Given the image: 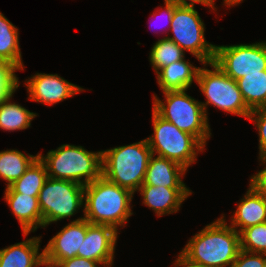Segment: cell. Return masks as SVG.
Here are the masks:
<instances>
[{
  "mask_svg": "<svg viewBox=\"0 0 266 267\" xmlns=\"http://www.w3.org/2000/svg\"><path fill=\"white\" fill-rule=\"evenodd\" d=\"M222 215L189 239L181 250L187 259L207 267L233 265L240 251V233L228 226Z\"/></svg>",
  "mask_w": 266,
  "mask_h": 267,
  "instance_id": "cell-1",
  "label": "cell"
},
{
  "mask_svg": "<svg viewBox=\"0 0 266 267\" xmlns=\"http://www.w3.org/2000/svg\"><path fill=\"white\" fill-rule=\"evenodd\" d=\"M134 193L103 176L84 186V219L91 224L108 225L118 231L133 215Z\"/></svg>",
  "mask_w": 266,
  "mask_h": 267,
  "instance_id": "cell-2",
  "label": "cell"
},
{
  "mask_svg": "<svg viewBox=\"0 0 266 267\" xmlns=\"http://www.w3.org/2000/svg\"><path fill=\"white\" fill-rule=\"evenodd\" d=\"M38 157L50 178L85 186L102 176V151L91 152L82 146L63 144L46 155L38 153Z\"/></svg>",
  "mask_w": 266,
  "mask_h": 267,
  "instance_id": "cell-3",
  "label": "cell"
},
{
  "mask_svg": "<svg viewBox=\"0 0 266 267\" xmlns=\"http://www.w3.org/2000/svg\"><path fill=\"white\" fill-rule=\"evenodd\" d=\"M102 151V176L137 192L143 184L152 150L147 139Z\"/></svg>",
  "mask_w": 266,
  "mask_h": 267,
  "instance_id": "cell-4",
  "label": "cell"
},
{
  "mask_svg": "<svg viewBox=\"0 0 266 267\" xmlns=\"http://www.w3.org/2000/svg\"><path fill=\"white\" fill-rule=\"evenodd\" d=\"M187 90L163 92L165 101L153 96V110L165 120L193 135L204 147L211 137V129L200 101L187 95Z\"/></svg>",
  "mask_w": 266,
  "mask_h": 267,
  "instance_id": "cell-5",
  "label": "cell"
},
{
  "mask_svg": "<svg viewBox=\"0 0 266 267\" xmlns=\"http://www.w3.org/2000/svg\"><path fill=\"white\" fill-rule=\"evenodd\" d=\"M153 136L147 139L152 154L175 161L188 170L205 147L191 134L160 117L152 110Z\"/></svg>",
  "mask_w": 266,
  "mask_h": 267,
  "instance_id": "cell-6",
  "label": "cell"
},
{
  "mask_svg": "<svg viewBox=\"0 0 266 267\" xmlns=\"http://www.w3.org/2000/svg\"><path fill=\"white\" fill-rule=\"evenodd\" d=\"M210 66L213 70L206 68ZM198 71L197 84L205 95L206 102H201L207 113V106L213 105L227 113L248 119L251 110L247 107L237 82L227 76L214 62L203 63Z\"/></svg>",
  "mask_w": 266,
  "mask_h": 267,
  "instance_id": "cell-7",
  "label": "cell"
},
{
  "mask_svg": "<svg viewBox=\"0 0 266 267\" xmlns=\"http://www.w3.org/2000/svg\"><path fill=\"white\" fill-rule=\"evenodd\" d=\"M43 228L72 217L84 206V186L69 180L48 177L38 194Z\"/></svg>",
  "mask_w": 266,
  "mask_h": 267,
  "instance_id": "cell-8",
  "label": "cell"
},
{
  "mask_svg": "<svg viewBox=\"0 0 266 267\" xmlns=\"http://www.w3.org/2000/svg\"><path fill=\"white\" fill-rule=\"evenodd\" d=\"M205 25L195 7L176 6L171 20L170 30L173 36H165L174 41L184 52L187 50L198 61L213 62L215 46L204 38Z\"/></svg>",
  "mask_w": 266,
  "mask_h": 267,
  "instance_id": "cell-9",
  "label": "cell"
},
{
  "mask_svg": "<svg viewBox=\"0 0 266 267\" xmlns=\"http://www.w3.org/2000/svg\"><path fill=\"white\" fill-rule=\"evenodd\" d=\"M213 62L235 81L245 74L266 70V41L227 46H215Z\"/></svg>",
  "mask_w": 266,
  "mask_h": 267,
  "instance_id": "cell-10",
  "label": "cell"
},
{
  "mask_svg": "<svg viewBox=\"0 0 266 267\" xmlns=\"http://www.w3.org/2000/svg\"><path fill=\"white\" fill-rule=\"evenodd\" d=\"M88 221L79 217L63 227L43 249L44 266L54 267L58 262L77 256L85 239Z\"/></svg>",
  "mask_w": 266,
  "mask_h": 267,
  "instance_id": "cell-11",
  "label": "cell"
},
{
  "mask_svg": "<svg viewBox=\"0 0 266 267\" xmlns=\"http://www.w3.org/2000/svg\"><path fill=\"white\" fill-rule=\"evenodd\" d=\"M25 82L29 92L28 99L48 106L64 101L84 90L58 74L36 73Z\"/></svg>",
  "mask_w": 266,
  "mask_h": 267,
  "instance_id": "cell-12",
  "label": "cell"
},
{
  "mask_svg": "<svg viewBox=\"0 0 266 267\" xmlns=\"http://www.w3.org/2000/svg\"><path fill=\"white\" fill-rule=\"evenodd\" d=\"M118 231L108 225L88 222L87 233L77 256L91 259L106 267L113 265Z\"/></svg>",
  "mask_w": 266,
  "mask_h": 267,
  "instance_id": "cell-13",
  "label": "cell"
},
{
  "mask_svg": "<svg viewBox=\"0 0 266 267\" xmlns=\"http://www.w3.org/2000/svg\"><path fill=\"white\" fill-rule=\"evenodd\" d=\"M143 197V203L152 209L158 217L179 211L188 196L189 188H169L163 186L141 185L137 190Z\"/></svg>",
  "mask_w": 266,
  "mask_h": 267,
  "instance_id": "cell-14",
  "label": "cell"
},
{
  "mask_svg": "<svg viewBox=\"0 0 266 267\" xmlns=\"http://www.w3.org/2000/svg\"><path fill=\"white\" fill-rule=\"evenodd\" d=\"M4 199L21 225L26 237L37 228H43V219L39 207L38 196L26 195L16 191H5Z\"/></svg>",
  "mask_w": 266,
  "mask_h": 267,
  "instance_id": "cell-15",
  "label": "cell"
},
{
  "mask_svg": "<svg viewBox=\"0 0 266 267\" xmlns=\"http://www.w3.org/2000/svg\"><path fill=\"white\" fill-rule=\"evenodd\" d=\"M187 169L175 161L151 155L142 185L188 188L181 177Z\"/></svg>",
  "mask_w": 266,
  "mask_h": 267,
  "instance_id": "cell-16",
  "label": "cell"
},
{
  "mask_svg": "<svg viewBox=\"0 0 266 267\" xmlns=\"http://www.w3.org/2000/svg\"><path fill=\"white\" fill-rule=\"evenodd\" d=\"M266 222V198L251 185L237 205L230 226L238 233L243 229Z\"/></svg>",
  "mask_w": 266,
  "mask_h": 267,
  "instance_id": "cell-17",
  "label": "cell"
},
{
  "mask_svg": "<svg viewBox=\"0 0 266 267\" xmlns=\"http://www.w3.org/2000/svg\"><path fill=\"white\" fill-rule=\"evenodd\" d=\"M41 236L31 237L0 250V267H38L44 265L40 249Z\"/></svg>",
  "mask_w": 266,
  "mask_h": 267,
  "instance_id": "cell-18",
  "label": "cell"
},
{
  "mask_svg": "<svg viewBox=\"0 0 266 267\" xmlns=\"http://www.w3.org/2000/svg\"><path fill=\"white\" fill-rule=\"evenodd\" d=\"M200 67L186 61L185 58L161 68L157 73V82L162 92L183 91L197 82Z\"/></svg>",
  "mask_w": 266,
  "mask_h": 267,
  "instance_id": "cell-19",
  "label": "cell"
},
{
  "mask_svg": "<svg viewBox=\"0 0 266 267\" xmlns=\"http://www.w3.org/2000/svg\"><path fill=\"white\" fill-rule=\"evenodd\" d=\"M0 60L7 61L18 70L23 71L24 65L19 45V31L0 12Z\"/></svg>",
  "mask_w": 266,
  "mask_h": 267,
  "instance_id": "cell-20",
  "label": "cell"
},
{
  "mask_svg": "<svg viewBox=\"0 0 266 267\" xmlns=\"http://www.w3.org/2000/svg\"><path fill=\"white\" fill-rule=\"evenodd\" d=\"M247 107L253 111L266 106V70L245 74L236 80Z\"/></svg>",
  "mask_w": 266,
  "mask_h": 267,
  "instance_id": "cell-21",
  "label": "cell"
},
{
  "mask_svg": "<svg viewBox=\"0 0 266 267\" xmlns=\"http://www.w3.org/2000/svg\"><path fill=\"white\" fill-rule=\"evenodd\" d=\"M27 155L16 149L0 151V177L7 182L6 187L18 180L38 158V154Z\"/></svg>",
  "mask_w": 266,
  "mask_h": 267,
  "instance_id": "cell-22",
  "label": "cell"
},
{
  "mask_svg": "<svg viewBox=\"0 0 266 267\" xmlns=\"http://www.w3.org/2000/svg\"><path fill=\"white\" fill-rule=\"evenodd\" d=\"M12 96L13 94L0 103V129L9 132L27 129L37 114L15 102H10Z\"/></svg>",
  "mask_w": 266,
  "mask_h": 267,
  "instance_id": "cell-23",
  "label": "cell"
},
{
  "mask_svg": "<svg viewBox=\"0 0 266 267\" xmlns=\"http://www.w3.org/2000/svg\"><path fill=\"white\" fill-rule=\"evenodd\" d=\"M47 179L46 166L38 157L18 180L6 187L5 191H16L26 195L38 196Z\"/></svg>",
  "mask_w": 266,
  "mask_h": 267,
  "instance_id": "cell-24",
  "label": "cell"
},
{
  "mask_svg": "<svg viewBox=\"0 0 266 267\" xmlns=\"http://www.w3.org/2000/svg\"><path fill=\"white\" fill-rule=\"evenodd\" d=\"M185 58V52L167 37L158 39L149 54V61L157 73L161 68Z\"/></svg>",
  "mask_w": 266,
  "mask_h": 267,
  "instance_id": "cell-25",
  "label": "cell"
},
{
  "mask_svg": "<svg viewBox=\"0 0 266 267\" xmlns=\"http://www.w3.org/2000/svg\"><path fill=\"white\" fill-rule=\"evenodd\" d=\"M240 249L266 254V222L245 228L240 232Z\"/></svg>",
  "mask_w": 266,
  "mask_h": 267,
  "instance_id": "cell-26",
  "label": "cell"
},
{
  "mask_svg": "<svg viewBox=\"0 0 266 267\" xmlns=\"http://www.w3.org/2000/svg\"><path fill=\"white\" fill-rule=\"evenodd\" d=\"M18 69L7 61L0 60V103L15 93L19 87Z\"/></svg>",
  "mask_w": 266,
  "mask_h": 267,
  "instance_id": "cell-27",
  "label": "cell"
},
{
  "mask_svg": "<svg viewBox=\"0 0 266 267\" xmlns=\"http://www.w3.org/2000/svg\"><path fill=\"white\" fill-rule=\"evenodd\" d=\"M249 121H253L259 135V157L266 156V106L257 108L249 114Z\"/></svg>",
  "mask_w": 266,
  "mask_h": 267,
  "instance_id": "cell-28",
  "label": "cell"
},
{
  "mask_svg": "<svg viewBox=\"0 0 266 267\" xmlns=\"http://www.w3.org/2000/svg\"><path fill=\"white\" fill-rule=\"evenodd\" d=\"M231 267H266V254L240 249Z\"/></svg>",
  "mask_w": 266,
  "mask_h": 267,
  "instance_id": "cell-29",
  "label": "cell"
},
{
  "mask_svg": "<svg viewBox=\"0 0 266 267\" xmlns=\"http://www.w3.org/2000/svg\"><path fill=\"white\" fill-rule=\"evenodd\" d=\"M264 169L251 176L250 184L258 193L266 198V156L259 157Z\"/></svg>",
  "mask_w": 266,
  "mask_h": 267,
  "instance_id": "cell-30",
  "label": "cell"
},
{
  "mask_svg": "<svg viewBox=\"0 0 266 267\" xmlns=\"http://www.w3.org/2000/svg\"><path fill=\"white\" fill-rule=\"evenodd\" d=\"M99 264L101 265V263L94 260L75 256L58 262L54 267H99Z\"/></svg>",
  "mask_w": 266,
  "mask_h": 267,
  "instance_id": "cell-31",
  "label": "cell"
},
{
  "mask_svg": "<svg viewBox=\"0 0 266 267\" xmlns=\"http://www.w3.org/2000/svg\"><path fill=\"white\" fill-rule=\"evenodd\" d=\"M164 1L171 2L176 6H186V7L187 6L194 7L195 3H199L205 5L206 7H210L212 10L216 11L214 3L215 0H188L189 2L187 0H164Z\"/></svg>",
  "mask_w": 266,
  "mask_h": 267,
  "instance_id": "cell-32",
  "label": "cell"
},
{
  "mask_svg": "<svg viewBox=\"0 0 266 267\" xmlns=\"http://www.w3.org/2000/svg\"><path fill=\"white\" fill-rule=\"evenodd\" d=\"M164 4H165V7L164 8L161 7V9L159 8L158 10H155L157 12L154 11V13L152 14V17H154V18L158 17L159 14L164 15L166 17L165 19L167 20V23H168V26H169L166 31H168L167 35H169V30H170V27H171V20H172V16H173V13H174V4L171 3V2H167V1H164ZM162 9L164 10V12H163Z\"/></svg>",
  "mask_w": 266,
  "mask_h": 267,
  "instance_id": "cell-33",
  "label": "cell"
},
{
  "mask_svg": "<svg viewBox=\"0 0 266 267\" xmlns=\"http://www.w3.org/2000/svg\"><path fill=\"white\" fill-rule=\"evenodd\" d=\"M175 267H207L205 265L197 264L189 259H187L181 252L178 255V258H176L174 265Z\"/></svg>",
  "mask_w": 266,
  "mask_h": 267,
  "instance_id": "cell-34",
  "label": "cell"
},
{
  "mask_svg": "<svg viewBox=\"0 0 266 267\" xmlns=\"http://www.w3.org/2000/svg\"><path fill=\"white\" fill-rule=\"evenodd\" d=\"M223 1H224L223 5L230 7V6H234V5L240 4L243 0H223Z\"/></svg>",
  "mask_w": 266,
  "mask_h": 267,
  "instance_id": "cell-35",
  "label": "cell"
}]
</instances>
